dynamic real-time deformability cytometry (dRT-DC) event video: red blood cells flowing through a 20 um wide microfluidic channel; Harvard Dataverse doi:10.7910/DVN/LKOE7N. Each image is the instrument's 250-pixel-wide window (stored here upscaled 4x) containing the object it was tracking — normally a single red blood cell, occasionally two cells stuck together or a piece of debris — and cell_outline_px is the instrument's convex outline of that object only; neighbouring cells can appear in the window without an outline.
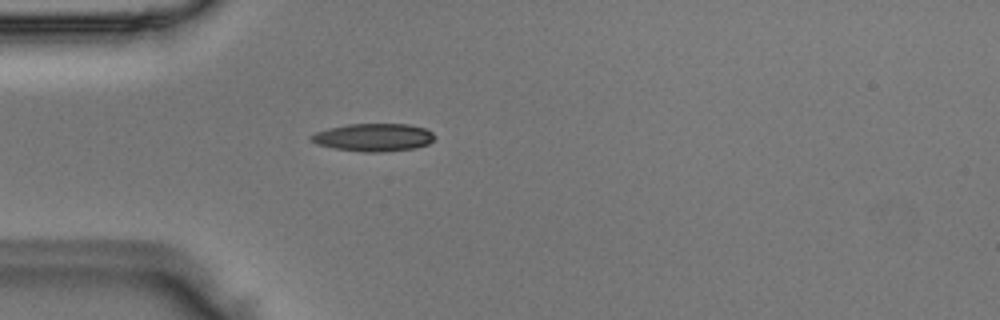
{"species": "Egyptian fruit bat (a non-hibernating species)", "species_latin": "Rousettus aegyptiacus", "temperature_condition": "room temperature", "stored_images_in_passage": 4, "camera_frame_rate_fps": 3000, "um_per_image_px": 0.085, "animal": {"sex": "male"}, "frame": {"image": 1, "passage_image": 4, "time_ms": 1.0, "image_size_px": [1000, 320], "cell_outline_px": [[436, 136], [428, 144], [416, 148], [380, 152], [364, 152], [332, 148], [316, 144], [308, 140], [308, 136], [316, 132], [328, 128], [348, 124], [408, 124], [424, 128], [432, 132]], "centroid_in_image_um": [31.71, 11.68], "position_along_channel_um": 53.3, "area_um2": 20.17}}